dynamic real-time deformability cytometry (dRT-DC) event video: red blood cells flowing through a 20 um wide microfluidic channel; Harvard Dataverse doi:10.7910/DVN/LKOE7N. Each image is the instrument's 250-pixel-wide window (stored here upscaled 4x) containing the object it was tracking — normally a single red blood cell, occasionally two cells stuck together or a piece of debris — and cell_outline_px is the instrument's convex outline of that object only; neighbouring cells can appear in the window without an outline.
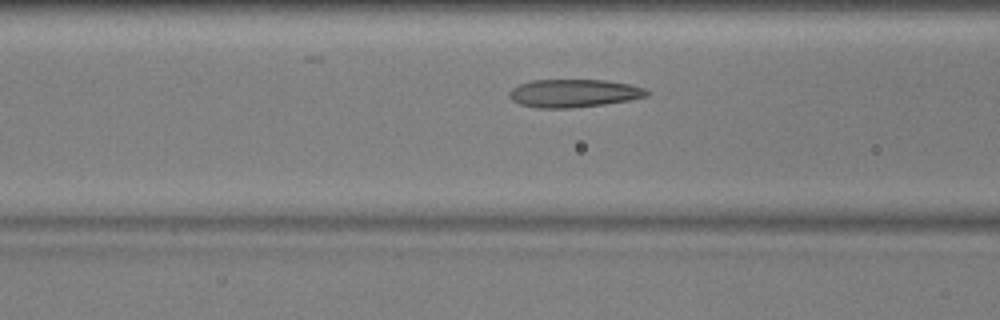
{"species": "common noctule bat (a hibernating species)", "species_latin": "Nyctalus noctula", "temperature_condition": "warm", "stored_images_in_passage": 41, "camera_frame_rate_fps": 3000, "um_per_image_px": 0.085, "animal": {"sex": "male", "body_mass_g": 17.9, "forearm_length_mm": 54.2}, "frame": {"image": 1, "passage_image": 9, "time_ms": 2.667, "image_size_px": [1000, 320], "cell_outline_px": [[648, 96], [628, 100], [604, 104], [572, 108], [536, 108], [520, 104], [512, 100], [508, 96], [508, 92], [512, 88], [520, 84], [532, 80], [604, 80], [632, 84], [644, 88], [648, 92]], "centroid_in_image_um": [48.75, 7.92], "position_along_channel_um": 117.9, "area_um2": 22.48}}
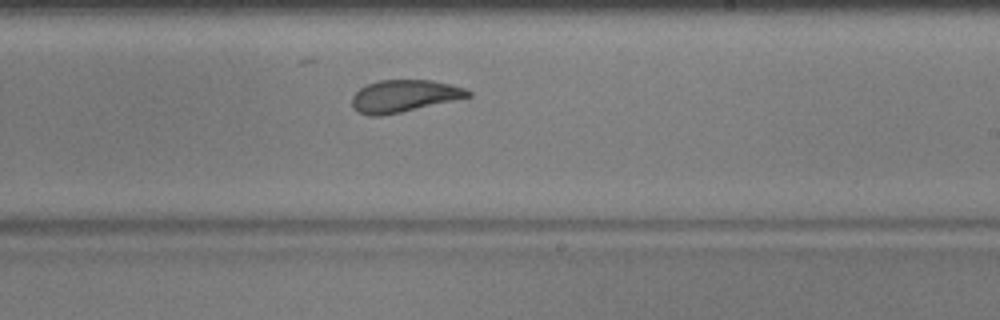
{"frame": {"image": 2, "passage_image": 20, "time_ms": 6.333, "image_size_px": [1000, 320], "cell_outline_px": [[472, 96], [400, 112], [380, 116], [368, 116], [360, 112], [352, 104], [352, 96], [360, 88], [368, 84], [380, 80], [432, 80], [464, 88], [472, 92]], "centroid_in_image_um": [34.34, 8.15], "position_along_channel_um": 254.7, "area_um2": 21.39}}
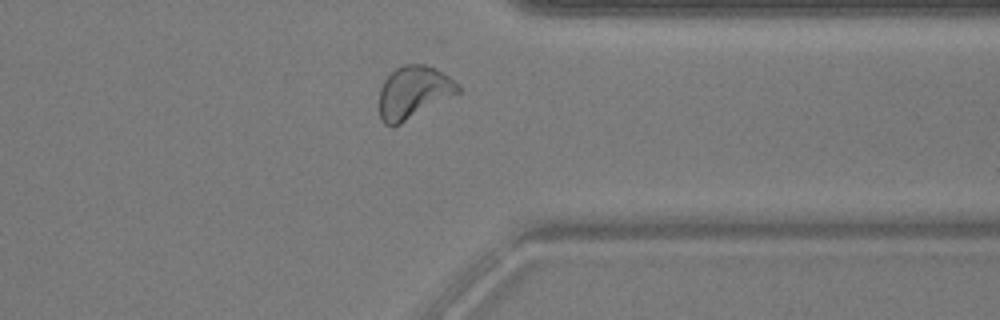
{"frame": {"image": 3, "passage_image": 30, "time_ms": 9.667, "image_size_px": [1000, 320], "cell_outline_px": [[460, 92], [400, 124], [392, 128], [384, 124], [380, 116], [380, 88], [384, 80], [396, 68], [404, 64], [424, 64], [436, 68], [448, 76], [460, 88]], "centroid_in_image_um": [35.13, 7.85], "position_along_channel_um": 376.3, "area_um2": 23.87}, "authors_computed_cell_mechanics": {"area_um2": 23.0622, "velocity_mm_per_s": 3.7348, "shape_relaxation_time_tau1_ms": null, "shape_relaxation_time_tau2_ms": 1.2676, "deformation_change_tau1": null, "deformation_change_tau2": 0.0829}}